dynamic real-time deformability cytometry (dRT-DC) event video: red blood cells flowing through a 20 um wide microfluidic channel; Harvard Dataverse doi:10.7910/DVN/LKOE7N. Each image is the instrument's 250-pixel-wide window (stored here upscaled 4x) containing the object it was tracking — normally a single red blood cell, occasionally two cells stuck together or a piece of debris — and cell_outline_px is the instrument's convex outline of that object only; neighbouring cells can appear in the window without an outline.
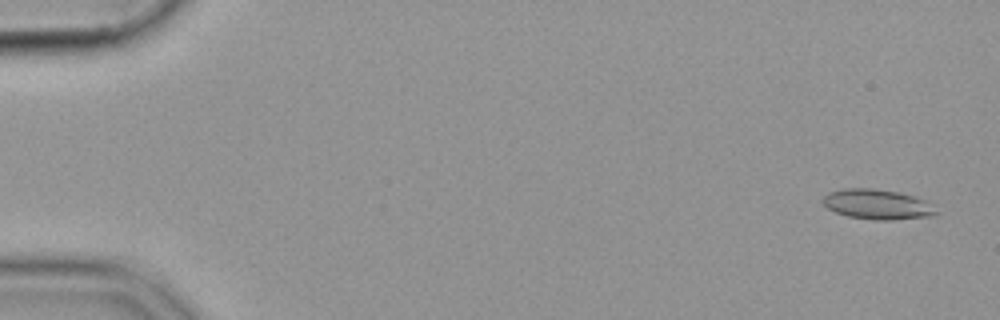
{"species": "common noctule bat (a hibernating species)", "species_latin": "Nyctalus noctula", "temperature_condition": "cold", "stored_images_in_passage": 56, "camera_frame_rate_fps": 3000, "um_per_image_px": 0.085, "animal": {"sex": "female", "body_mass_g": 19.9}, "frame": {"image": 1, "passage_image": 3, "time_ms": 0.667, "image_size_px": [1000, 320], "cell_outline_px": [[940, 212], [932, 216], [892, 220], [876, 220], [848, 216], [836, 212], [828, 208], [820, 200], [828, 192], [844, 188], [868, 188], [900, 192], [924, 200]], "centroid_in_image_um": [74.55, 17.37], "position_along_channel_um": 10.4, "area_um2": 19.77}}
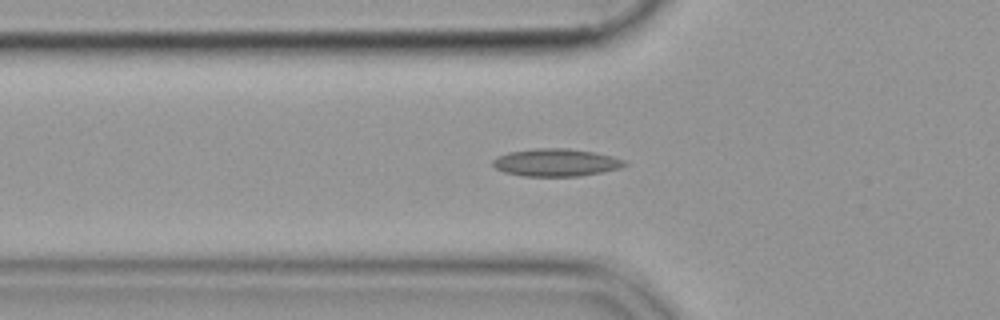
{"frame": {"image": 2, "passage_image": 20, "time_ms": 6.333, "image_size_px": [1000, 320], "cell_outline_px": [[628, 164], [620, 168], [580, 176], [524, 176], [504, 172], [496, 168], [492, 164], [492, 160], [496, 156], [508, 152], [536, 148], [568, 148], [592, 152], [612, 156], [624, 160]], "centroid_in_image_um": [47.23, 13.81], "position_along_channel_um": 78.6, "area_um2": 21.15}}
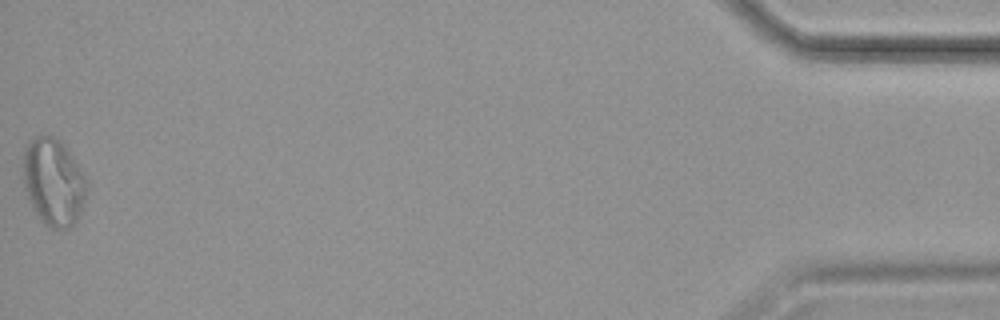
{"frame": {"image": 3, "passage_image": 56, "time_ms": 18.333, "image_size_px": [1000, 320], "cell_outline_px": [[88, 184], [84, 200], [80, 212], [76, 220], [68, 228], [52, 228], [44, 224], [36, 216], [28, 196], [24, 184], [24, 148], [36, 136], [52, 136], [60, 140], [84, 176]], "centroid_in_image_um": [4.53, 15.5], "position_along_channel_um": 430.7, "area_um2": 31.62}}